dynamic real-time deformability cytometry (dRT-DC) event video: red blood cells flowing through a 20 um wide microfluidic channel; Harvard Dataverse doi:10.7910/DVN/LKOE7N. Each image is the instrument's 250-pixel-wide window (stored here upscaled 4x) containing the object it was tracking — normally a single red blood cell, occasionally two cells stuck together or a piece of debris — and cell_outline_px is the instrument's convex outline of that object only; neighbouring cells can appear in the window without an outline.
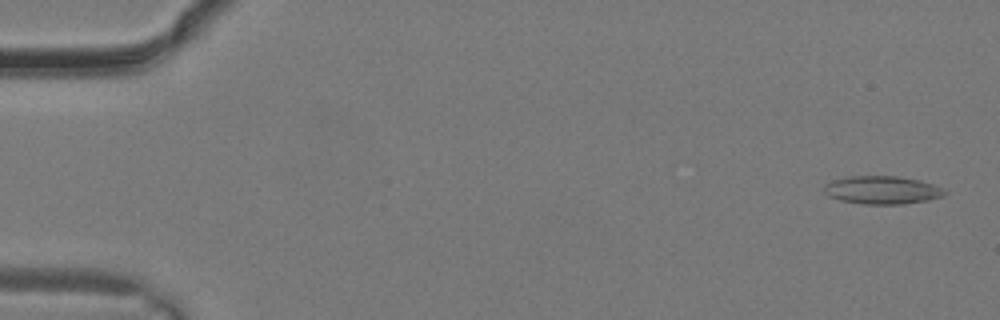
{"species": "common noctule bat (a hibernating species)", "species_latin": "Nyctalus noctula", "temperature_condition": "warm", "stored_images_in_passage": 10, "camera_frame_rate_fps": 3000, "um_per_image_px": 0.085, "animal": {"sex": "male", "body_mass_g": 19.2, "forearm_length_mm": 51.8}, "frame": {"image": 1, "passage_image": 1, "time_ms": 0.0, "image_size_px": [1000, 320], "cell_outline_px": [[948, 192], [944, 196], [928, 200], [904, 204], [864, 204], [840, 200], [828, 196], [824, 192], [824, 184], [832, 180], [844, 176], [896, 176], [920, 180], [944, 188]], "centroid_in_image_um": [74.98, 16.15], "position_along_channel_um": 10.0, "area_um2": 19.94}}
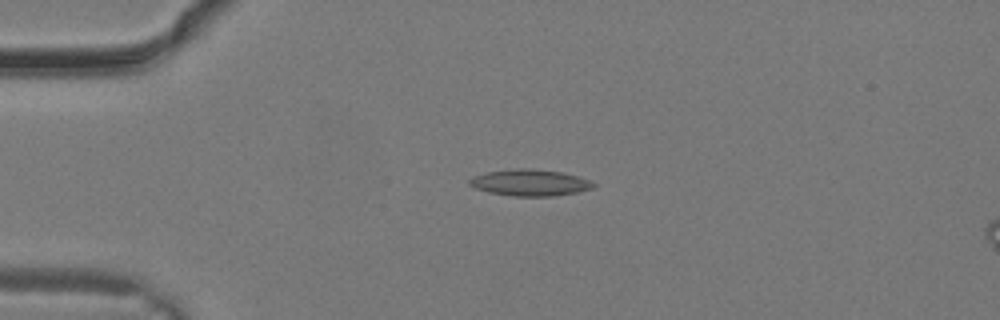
{"frame": {"image": 2, "passage_image": 7, "time_ms": 2.0, "image_size_px": [1000, 320], "cell_outline_px": [[596, 184], [592, 188], [576, 192], [556, 196], [512, 196], [488, 192], [476, 188], [468, 184], [468, 180], [472, 176], [488, 172], [520, 168], [532, 168], [564, 172], [588, 180]], "centroid_in_image_um": [45.02, 15.52], "position_along_channel_um": 40.0, "area_um2": 19.07}}